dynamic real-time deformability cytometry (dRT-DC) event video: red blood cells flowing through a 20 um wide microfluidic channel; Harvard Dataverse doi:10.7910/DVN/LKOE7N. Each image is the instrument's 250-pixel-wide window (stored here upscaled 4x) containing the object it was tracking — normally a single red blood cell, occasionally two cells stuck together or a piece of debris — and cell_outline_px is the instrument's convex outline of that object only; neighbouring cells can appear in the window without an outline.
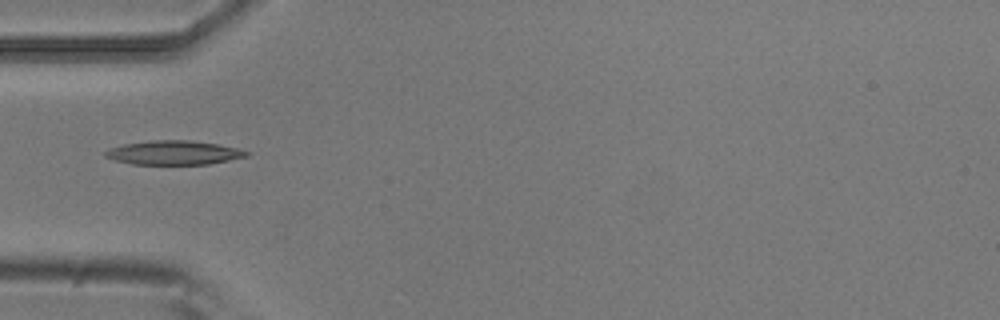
{"species": "common noctule bat (a hibernating species)", "species_latin": "Nyctalus noctula", "temperature_condition": "room temperature", "stored_images_in_passage": 5, "camera_frame_rate_fps": 3000, "um_per_image_px": 0.085, "animal": {"sex": "male", "body_mass_g": 20.5, "forearm_length_mm": 52.5}, "frame": {"image": 1, "passage_image": 5, "time_ms": 1.333, "image_size_px": [1000, 320], "cell_outline_px": [[248, 156], [208, 164], [132, 164], [116, 160], [104, 156], [104, 152], [112, 148], [124, 144], [152, 140], [192, 140], [216, 144], [236, 148], [248, 152]], "centroid_in_image_um": [14.76, 12.97], "position_along_channel_um": 70.2, "area_um2": 19.48}}